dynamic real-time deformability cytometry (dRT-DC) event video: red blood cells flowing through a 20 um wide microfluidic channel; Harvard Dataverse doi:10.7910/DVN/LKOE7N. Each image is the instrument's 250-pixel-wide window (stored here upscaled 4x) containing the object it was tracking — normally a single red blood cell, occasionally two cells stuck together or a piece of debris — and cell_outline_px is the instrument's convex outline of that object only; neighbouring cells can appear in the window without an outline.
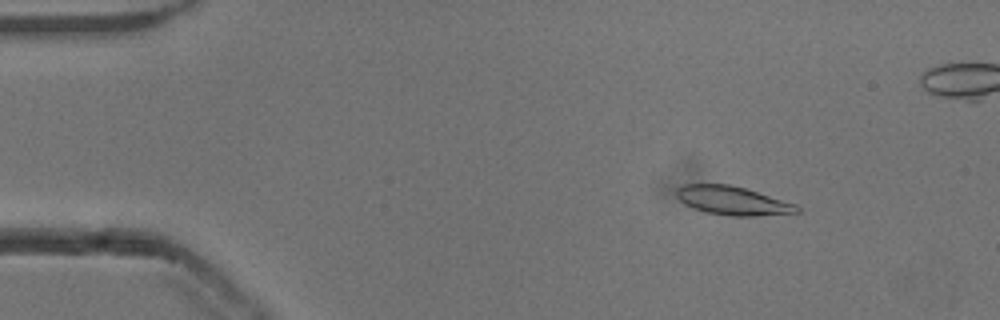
{"species": "common noctule bat (a hibernating species)", "species_latin": "Nyctalus noctula", "temperature_condition": "cold", "stored_images_in_passage": 55, "camera_frame_rate_fps": 3000, "um_per_image_px": 0.085, "animal": {"sex": "male", "body_mass_g": 13.3}, "frame": {"image": 1, "passage_image": 8, "time_ms": 2.333, "image_size_px": [1000, 320], "cell_outline_px": [[800, 212], [756, 216], [728, 216], [704, 212], [684, 204], [676, 196], [676, 188], [684, 184], [728, 184], [744, 188], [796, 204], [800, 208]], "centroid_in_image_um": [62.24, 17.06], "position_along_channel_um": 22.8, "area_um2": 20.11}}
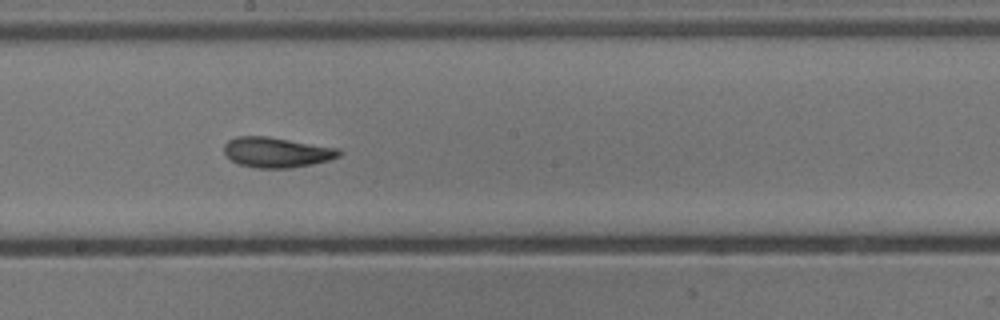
{"frame": {"image": 2, "passage_image": 30, "time_ms": 9.667, "image_size_px": [1000, 320], "cell_outline_px": [[344, 152], [340, 156], [328, 160], [312, 164], [288, 168], [256, 168], [240, 164], [232, 160], [224, 152], [224, 144], [228, 140], [236, 136], [268, 136], [340, 148]], "centroid_in_image_um": [23.55, 12.93], "position_along_channel_um": 224.7, "area_um2": 20.35}}
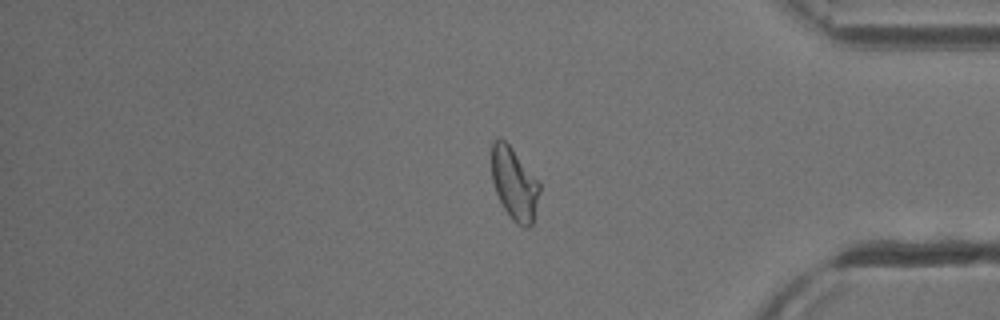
{"frame": {"image": 3, "passage_image": 45, "time_ms": 14.667, "image_size_px": [1000, 320], "cell_outline_px": [[540, 192], [532, 224], [528, 228], [524, 228], [516, 224], [512, 220], [504, 208], [496, 192], [492, 180], [492, 140], [500, 136], [508, 144], [540, 180]], "centroid_in_image_um": [43.73, 15.61], "position_along_channel_um": 391.5, "area_um2": 20.4}, "authors_computed_cell_mechanics": {"area_um2": 20.1722, "velocity_mm_per_s": 3.837, "shape_relaxation_time_tau1_ms": 3.5326, "shape_relaxation_time_tau2_ms": 2.449, "deformation_change_tau1": 0.148, "deformation_change_tau2": 0.0926}}